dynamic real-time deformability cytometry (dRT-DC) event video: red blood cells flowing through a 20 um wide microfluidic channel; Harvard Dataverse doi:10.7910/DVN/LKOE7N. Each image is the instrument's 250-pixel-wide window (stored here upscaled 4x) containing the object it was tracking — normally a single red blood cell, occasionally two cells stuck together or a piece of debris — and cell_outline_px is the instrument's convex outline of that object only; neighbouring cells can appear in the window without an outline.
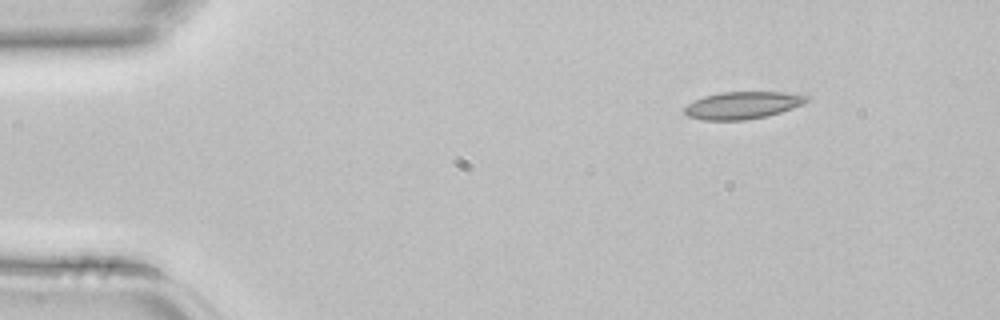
{"species": "common noctule bat (a hibernating species)", "species_latin": "Nyctalus noctula", "temperature_condition": "room temperature", "stored_images_in_passage": 4, "segment_of_instrument_passage": [2, 2], "camera_frame_rate_fps": 3000, "um_per_image_px": 0.085, "animal": {"sex": "female", "body_mass_g": 22.7, "forearm_length_mm": 54.2}, "frame": {"image": 1, "passage_image": 4, "time_ms": 1.0, "image_size_px": [1000, 320], "cell_outline_px": [[812, 96], [804, 104], [768, 116], [744, 120], [700, 120], [688, 116], [684, 112], [684, 108], [688, 104], [704, 96], [720, 92], [784, 92]], "centroid_in_image_um": [63.14, 8.94], "position_along_channel_um": 21.9, "area_um2": 19.48}}